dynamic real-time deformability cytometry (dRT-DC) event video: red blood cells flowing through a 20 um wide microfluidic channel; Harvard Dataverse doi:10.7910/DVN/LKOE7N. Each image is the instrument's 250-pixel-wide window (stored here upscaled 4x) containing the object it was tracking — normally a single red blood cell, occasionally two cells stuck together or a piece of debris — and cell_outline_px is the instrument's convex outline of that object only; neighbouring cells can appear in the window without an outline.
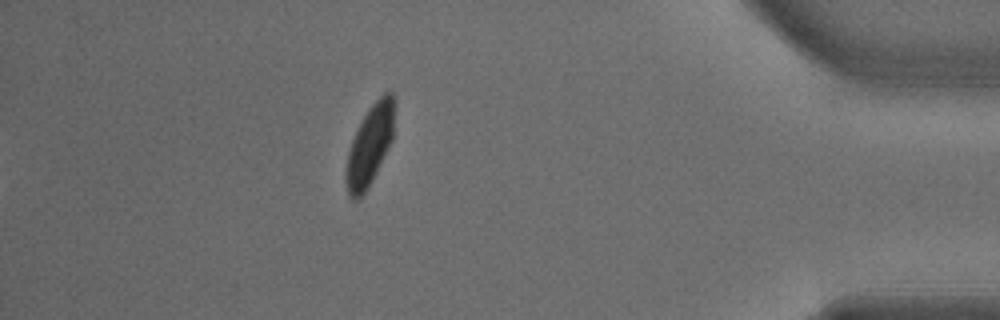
{"species": "common noctule bat (a hibernating species)", "species_latin": "Nyctalus noctula", "temperature_condition": "warm", "stored_images_in_passage": 42, "camera_frame_rate_fps": 3000, "um_per_image_px": 0.085, "animal": {"sex": "male", "body_mass_g": 18.8}, "frame": {"image": 1, "passage_image": 42, "time_ms": 13.667, "image_size_px": [1000, 320], "cell_outline_px": [[396, 104], [392, 140], [368, 188], [356, 200], [348, 196], [344, 180], [344, 176], [348, 152], [352, 140], [368, 108], [384, 92], [392, 92]], "centroid_in_image_um": [31.44, 12.33], "position_along_channel_um": 403.8, "area_um2": 22.66}, "authors_computed_cell_mechanics": {"area_um2": 27.1082, "velocity_mm_per_s": 4.0975, "shape_relaxation_time_tau1_ms": 2.8498, "shape_relaxation_time_tau2_ms": null, "deformation_change_tau1": 0.1547, "deformation_change_tau2": null}}